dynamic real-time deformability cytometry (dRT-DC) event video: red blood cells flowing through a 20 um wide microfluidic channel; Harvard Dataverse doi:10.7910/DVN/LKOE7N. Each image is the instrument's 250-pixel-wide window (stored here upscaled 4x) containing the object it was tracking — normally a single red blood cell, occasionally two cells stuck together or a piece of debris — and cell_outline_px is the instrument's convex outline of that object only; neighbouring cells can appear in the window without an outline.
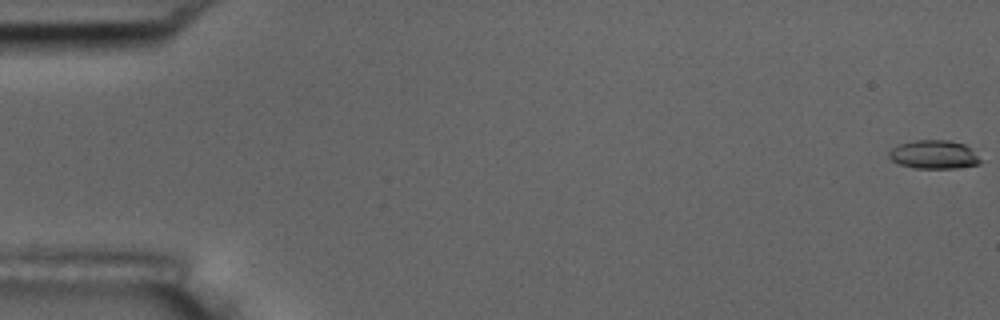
{"species": "common noctule bat (a hibernating species)", "species_latin": "Nyctalus noctula", "temperature_condition": "room temperature", "stored_images_in_passage": 5, "camera_frame_rate_fps": 3000, "um_per_image_px": 0.085, "animal": {"sex": "male", "body_mass_g": 17.5, "forearm_length_mm": 52.3}, "frame": {"image": 1, "passage_image": 1, "time_ms": 0.0, "image_size_px": [1000, 320], "cell_outline_px": [[980, 164], [956, 168], [916, 168], [900, 164], [892, 160], [888, 156], [888, 152], [892, 148], [900, 144], [916, 140], [948, 140], [964, 144], [980, 160]], "centroid_in_image_um": [79.34, 13.14], "position_along_channel_um": 5.7, "area_um2": 14.91}}
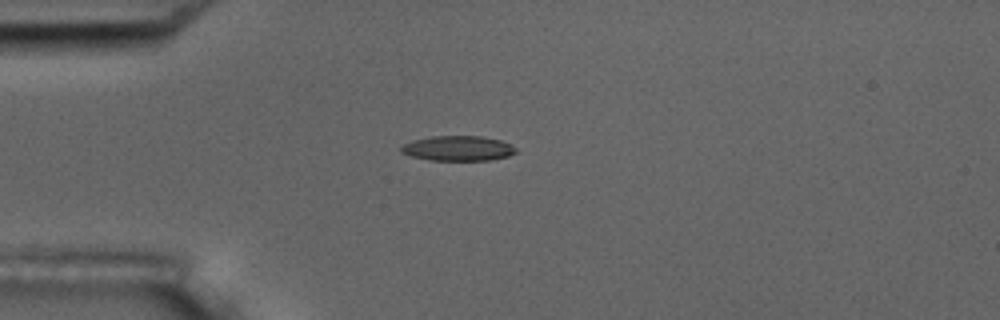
{"frame": {"image": 2, "passage_image": 5, "time_ms": 5.0, "image_size_px": [1000, 320], "cell_outline_px": [[516, 152], [508, 156], [488, 160], [428, 160], [412, 156], [400, 152], [400, 148], [404, 144], [412, 140], [432, 136], [480, 136], [500, 140], [512, 144], [516, 148]], "centroid_in_image_um": [38.92, 12.6], "position_along_channel_um": 46.1, "area_um2": 16.7}}